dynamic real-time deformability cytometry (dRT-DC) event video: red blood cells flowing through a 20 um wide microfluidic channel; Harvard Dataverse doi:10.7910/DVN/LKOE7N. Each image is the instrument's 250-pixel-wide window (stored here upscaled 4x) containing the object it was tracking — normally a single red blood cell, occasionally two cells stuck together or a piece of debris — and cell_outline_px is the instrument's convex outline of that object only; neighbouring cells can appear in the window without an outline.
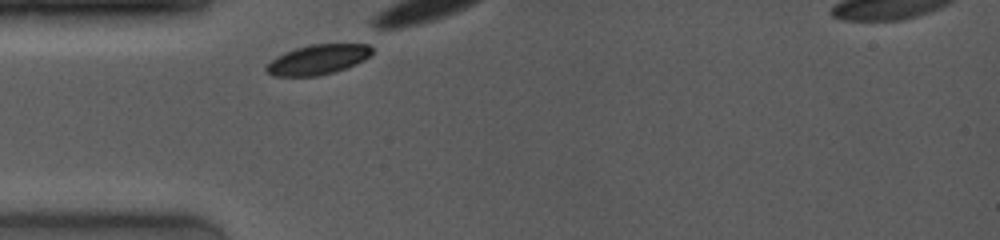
{"species": "common noctule bat (a hibernating species)", "species_latin": "Nyctalus noctula", "temperature_condition": "room temperature", "stored_images_in_passage": 52, "camera_frame_rate_fps": 4000, "um_per_image_px": 0.085, "animal": {"sex": "female", "body_mass_g": 19.0, "forearm_length_mm": 53.3}, "frame": {"image": 1, "passage_image": 1, "time_ms": 0.0, "image_size_px": [1000, 240], "cell_outline_px": [[372, 52], [364, 60], [356, 64], [336, 72], [316, 76], [272, 76], [264, 68], [276, 56], [284, 52], [296, 48], [312, 44], [368, 44], [372, 48]], "centroid_in_image_um": [27.01, 5.07], "position_along_channel_um": 58.0, "area_um2": 18.38}}
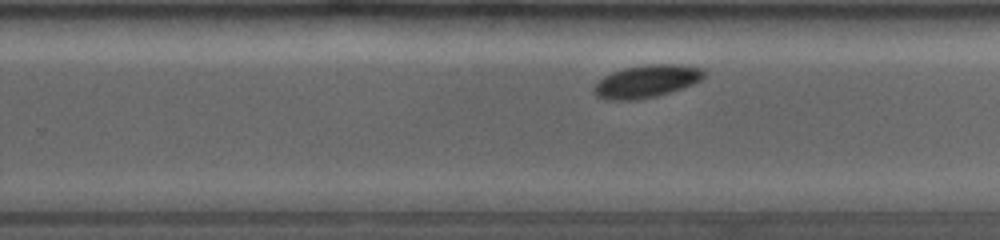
{"frame": {"image": 2, "passage_image": 34, "time_ms": 5.75, "image_size_px": [1000, 240], "cell_outline_px": [[704, 76], [700, 80], [692, 84], [656, 96], [632, 100], [604, 100], [596, 96], [592, 92], [592, 88], [604, 76], [612, 72], [624, 68], [644, 64], [680, 64], [704, 68]], "centroid_in_image_um": [54.92, 6.9], "position_along_channel_um": 274.9, "area_um2": 20.92}}
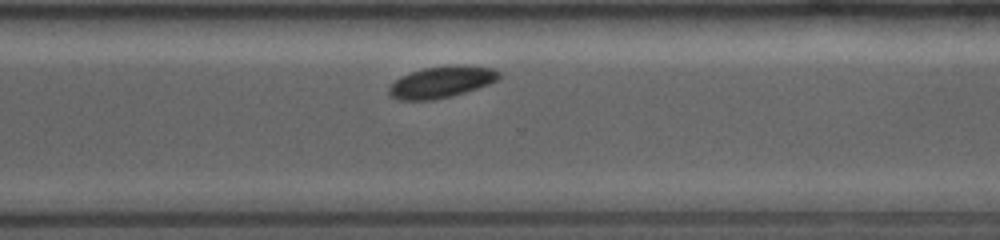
{"frame": {"image": 3, "passage_image": 46, "time_ms": 7.25, "image_size_px": [1000, 240], "cell_outline_px": [[500, 76], [496, 80], [488, 84], [464, 92], [432, 100], [400, 100], [392, 96], [388, 92], [388, 88], [400, 76], [424, 68], [456, 64], [464, 64], [496, 68], [500, 72]], "centroid_in_image_um": [37.55, 6.94], "position_along_channel_um": 333.1, "area_um2": 20.11}}